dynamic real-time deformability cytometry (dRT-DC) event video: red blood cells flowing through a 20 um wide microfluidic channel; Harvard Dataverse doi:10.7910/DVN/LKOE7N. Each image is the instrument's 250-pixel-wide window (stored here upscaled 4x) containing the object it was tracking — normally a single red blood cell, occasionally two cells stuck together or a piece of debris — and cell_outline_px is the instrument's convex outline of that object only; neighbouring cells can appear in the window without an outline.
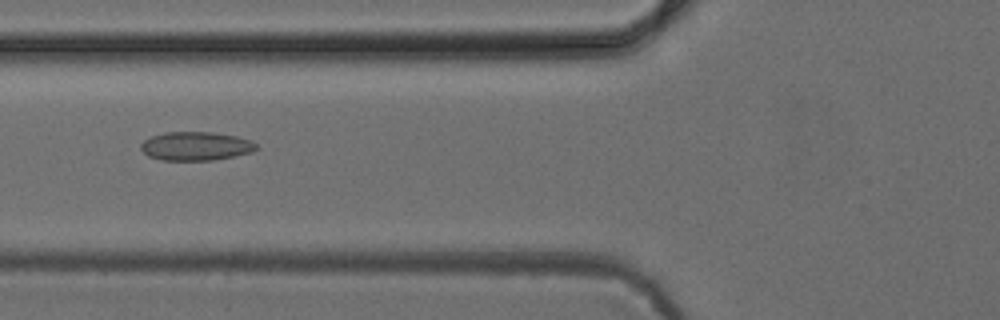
{"species": "common noctule bat (a hibernating species)", "species_latin": "Nyctalus noctula", "temperature_condition": "cold", "stored_images_in_passage": 6, "camera_frame_rate_fps": 3000, "um_per_image_px": 0.085, "animal": {"sex": "female", "body_mass_g": 24.6, "forearm_length_mm": 56.2}, "frame": {"image": 1, "passage_image": 6, "time_ms": 6.0, "image_size_px": [1000, 320], "cell_outline_px": [[260, 148], [252, 152], [216, 160], [160, 160], [148, 156], [140, 148], [140, 144], [144, 140], [152, 136], [164, 132], [212, 132], [236, 136], [252, 140]], "centroid_in_image_um": [16.66, 12.42], "position_along_channel_um": 109.1, "area_um2": 19.48}}